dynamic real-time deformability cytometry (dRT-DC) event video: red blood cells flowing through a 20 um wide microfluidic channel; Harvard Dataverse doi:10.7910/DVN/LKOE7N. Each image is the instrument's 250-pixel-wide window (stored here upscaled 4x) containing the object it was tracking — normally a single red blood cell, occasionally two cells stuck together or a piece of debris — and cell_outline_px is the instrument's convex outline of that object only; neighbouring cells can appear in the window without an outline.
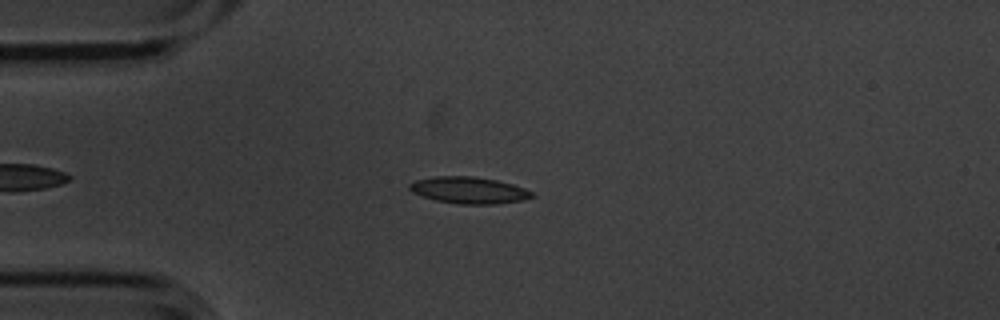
{"species": "common noctule bat (a hibernating species)", "species_latin": "Nyctalus noctula", "temperature_condition": "cold", "stored_images_in_passage": 4, "camera_frame_rate_fps": 3000, "um_per_image_px": 0.085, "animal": {"sex": "male", "body_mass_g": 20.1, "forearm_length_mm": 53.5}, "frame": {"image": 1, "passage_image": 4, "time_ms": 1.0, "image_size_px": [1000, 320], "cell_outline_px": [[536, 196], [520, 200], [492, 204], [460, 204], [436, 200], [412, 192], [408, 188], [408, 184], [416, 180], [436, 176], [476, 176], [496, 180], [512, 184], [524, 188], [532, 192]], "centroid_in_image_um": [39.84, 16.16], "position_along_channel_um": 45.2, "area_um2": 18.84}}